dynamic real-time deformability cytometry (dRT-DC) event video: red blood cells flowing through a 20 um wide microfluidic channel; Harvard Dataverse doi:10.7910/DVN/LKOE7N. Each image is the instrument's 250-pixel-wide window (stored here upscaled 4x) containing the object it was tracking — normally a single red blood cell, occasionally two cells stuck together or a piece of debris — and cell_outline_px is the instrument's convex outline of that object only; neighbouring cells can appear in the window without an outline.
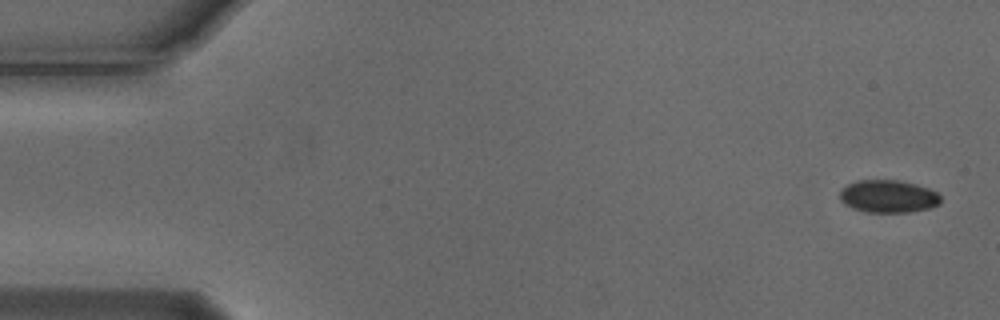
{"species": "Egyptian fruit bat (a non-hibernating species)", "species_latin": "Rousettus aegyptiacus", "temperature_condition": "cold", "stored_images_in_passage": 5, "camera_frame_rate_fps": 3000, "um_per_image_px": 0.085, "animal": {"sex": "male"}, "frame": {"image": 1, "passage_image": 1, "time_ms": 0.0, "image_size_px": [1000, 320], "cell_outline_px": [[940, 204], [932, 208], [912, 212], [864, 212], [852, 208], [844, 204], [840, 200], [840, 188], [856, 180], [896, 180], [916, 184], [928, 188], [936, 192], [940, 196]], "centroid_in_image_um": [75.49, 16.7], "position_along_channel_um": 9.5, "area_um2": 19.42}}
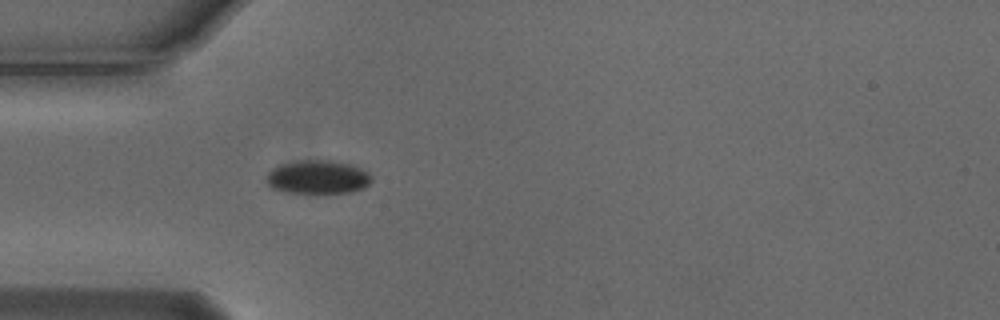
{"frame": {"image": 2, "passage_image": 5, "time_ms": 1.333, "image_size_px": [1000, 320], "cell_outline_px": [[372, 180], [364, 188], [348, 192], [316, 196], [308, 196], [288, 192], [272, 188], [268, 184], [268, 172], [272, 168], [280, 164], [300, 160], [332, 160], [352, 164], [368, 172], [372, 176]], "centroid_in_image_um": [27.03, 15.09], "position_along_channel_um": 58.0, "area_um2": 21.39}}